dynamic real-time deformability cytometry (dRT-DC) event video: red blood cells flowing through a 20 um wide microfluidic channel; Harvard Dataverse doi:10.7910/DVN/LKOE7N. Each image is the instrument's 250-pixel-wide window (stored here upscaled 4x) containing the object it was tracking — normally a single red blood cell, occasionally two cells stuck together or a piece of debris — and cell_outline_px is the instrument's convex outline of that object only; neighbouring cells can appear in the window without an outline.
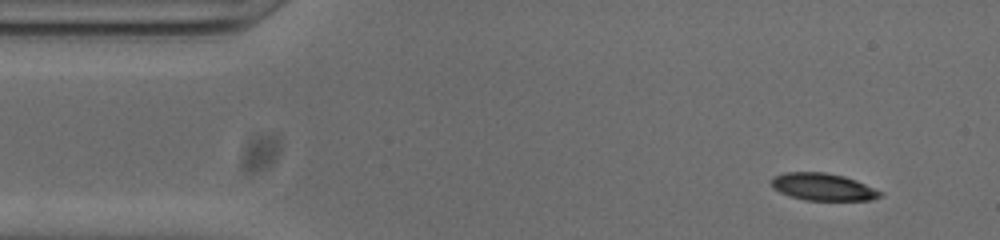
{"species": "common noctule bat (a hibernating species)", "species_latin": "Nyctalus noctula", "temperature_condition": "cold", "stored_images_in_passage": 42, "camera_frame_rate_fps": 3000, "um_per_image_px": 0.085, "animal": {"sex": "male", "body_mass_g": 20.0, "forearm_length_mm": 53.3}, "frame": {"image": 1, "passage_image": 1, "time_ms": 0.0, "image_size_px": [1000, 240], "cell_outline_px": [[884, 196], [872, 200], [804, 200], [788, 196], [772, 188], [772, 180], [776, 176], [784, 172], [824, 172], [844, 176], [856, 180], [884, 192]], "centroid_in_image_um": [69.99, 15.89], "position_along_channel_um": 15.0, "area_um2": 17.4}}
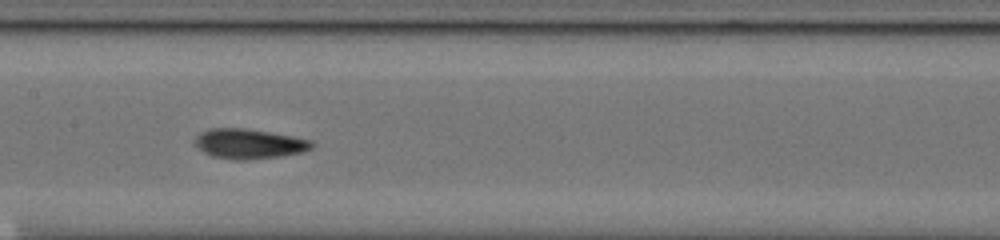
{"frame": {"image": 2, "passage_image": 21, "time_ms": 6.667, "image_size_px": [1000, 240], "cell_outline_px": [[316, 144], [312, 148], [304, 152], [280, 156], [244, 160], [236, 160], [212, 156], [204, 152], [192, 140], [200, 132], [208, 128], [244, 128], [292, 136], [312, 140]], "centroid_in_image_um": [21.18, 12.22], "position_along_channel_um": 186.2, "area_um2": 20.4}}
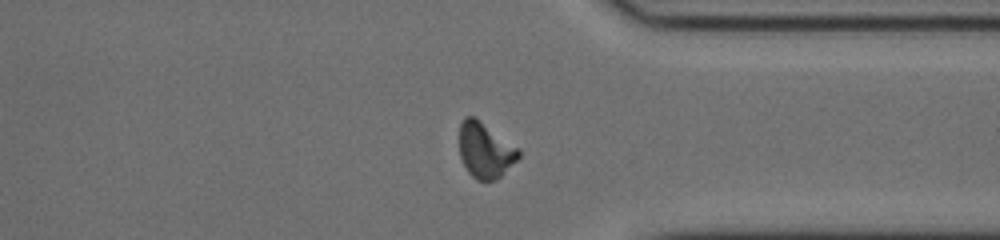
{"frame": {"image": 3, "passage_image": 36, "time_ms": 11.667, "image_size_px": [1000, 240], "cell_outline_px": [[520, 156], [496, 180], [476, 180], [468, 172], [460, 156], [460, 124], [464, 116], [476, 116], [520, 148]], "centroid_in_image_um": [41.25, 12.73], "position_along_channel_um": 370.2, "area_um2": 19.31}, "authors_computed_cell_mechanics": {"area_um2": 18.8717, "velocity_mm_per_s": 3.8033, "shape_relaxation_time_tau1_ms": 4.1136, "shape_relaxation_time_tau2_ms": 2.4814, "deformation_change_tau1": 0.1806, "deformation_change_tau2": 0.0858}}